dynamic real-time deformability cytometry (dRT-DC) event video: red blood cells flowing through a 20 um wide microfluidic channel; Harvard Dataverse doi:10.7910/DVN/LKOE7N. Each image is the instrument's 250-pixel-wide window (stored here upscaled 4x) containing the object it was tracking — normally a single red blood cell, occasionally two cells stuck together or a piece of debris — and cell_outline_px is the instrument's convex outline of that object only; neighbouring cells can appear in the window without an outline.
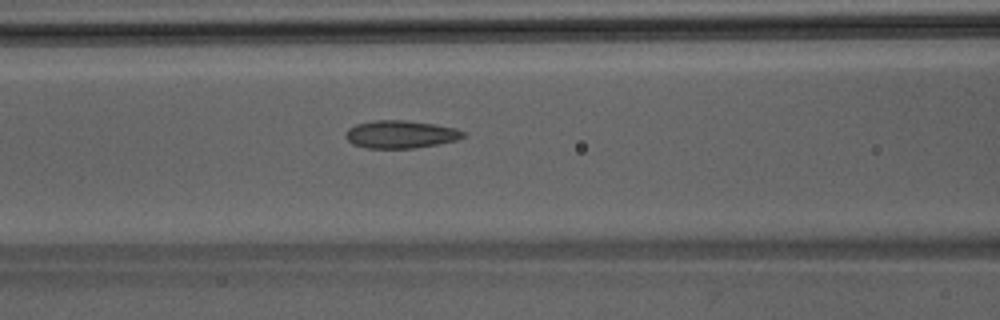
{"species": "Egyptian fruit bat (a non-hibernating species)", "species_latin": "Rousettus aegyptiacus", "temperature_condition": "room temperature", "stored_images_in_passage": 38, "camera_frame_rate_fps": 3000, "um_per_image_px": 0.085, "animal": {"sex": "male"}, "frame": {"image": 1, "passage_image": 10, "time_ms": 3.0, "image_size_px": [1000, 320], "cell_outline_px": [[468, 136], [456, 140], [436, 144], [412, 148], [368, 148], [352, 144], [344, 136], [348, 128], [356, 124], [376, 120], [404, 120], [436, 124], [456, 128], [464, 132]], "centroid_in_image_um": [34.06, 11.41], "position_along_channel_um": 132.5, "area_um2": 19.02}}
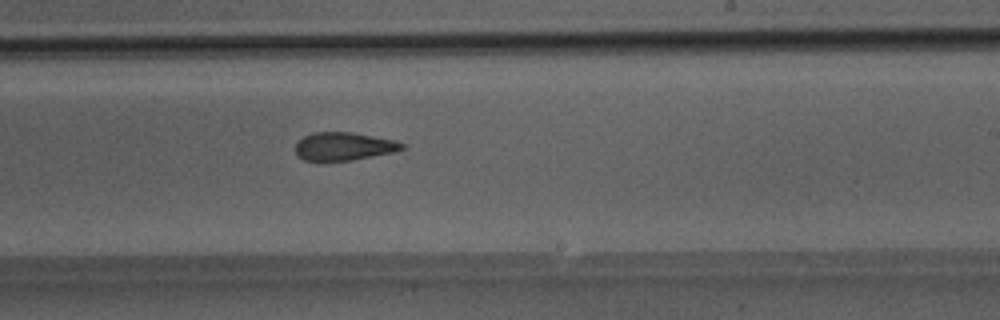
{"frame": {"image": 2, "passage_image": 19, "time_ms": 6.0, "image_size_px": [1000, 320], "cell_outline_px": [[404, 148], [396, 152], [352, 160], [324, 164], [304, 160], [296, 156], [296, 140], [312, 132], [352, 132], [396, 140], [404, 144]], "centroid_in_image_um": [29.17, 12.48], "position_along_channel_um": 259.8, "area_um2": 18.26}}
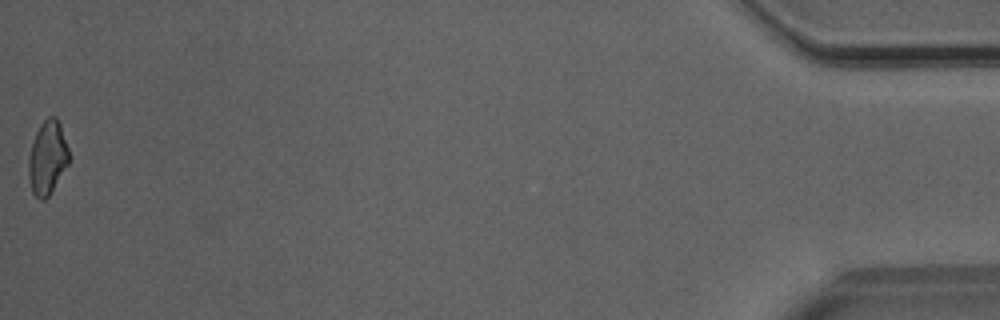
{"frame": {"image": 3, "passage_image": 38, "time_ms": 12.333, "image_size_px": [1000, 320], "cell_outline_px": [[68, 164], [48, 196], [44, 200], [40, 200], [32, 192], [28, 176], [28, 160], [32, 144], [36, 132], [40, 124], [48, 116], [56, 116], [60, 124], [68, 148]], "centroid_in_image_um": [4.02, 13.39], "position_along_channel_um": 431.2, "area_um2": 17.11}}